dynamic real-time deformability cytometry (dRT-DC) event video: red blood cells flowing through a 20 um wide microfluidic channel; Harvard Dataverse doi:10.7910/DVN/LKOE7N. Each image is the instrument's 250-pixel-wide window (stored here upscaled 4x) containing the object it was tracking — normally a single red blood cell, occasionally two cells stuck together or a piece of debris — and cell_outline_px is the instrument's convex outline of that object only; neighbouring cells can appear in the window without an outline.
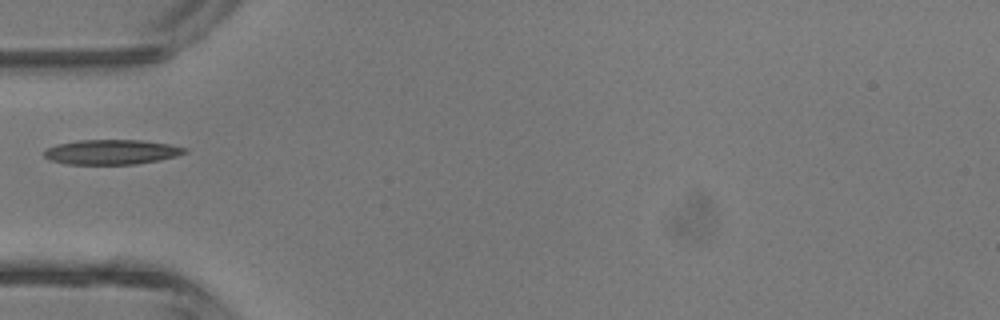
{"species": "common noctule bat (a hibernating species)", "species_latin": "Nyctalus noctula", "temperature_condition": "room temperature", "stored_images_in_passage": 1, "camera_frame_rate_fps": 3000, "um_per_image_px": 0.085, "animal": {"sex": "male", "body_mass_g": 13.3}, "frame": {"image": 1, "passage_image": 1, "time_ms": 0.0, "image_size_px": [1000, 320], "cell_outline_px": [[188, 152], [176, 156], [160, 160], [136, 164], [68, 164], [52, 160], [44, 156], [44, 152], [48, 148], [56, 144], [76, 140], [144, 140], [168, 144], [188, 148]], "centroid_in_image_um": [9.52, 12.91], "position_along_channel_um": 75.5, "area_um2": 20.35}}